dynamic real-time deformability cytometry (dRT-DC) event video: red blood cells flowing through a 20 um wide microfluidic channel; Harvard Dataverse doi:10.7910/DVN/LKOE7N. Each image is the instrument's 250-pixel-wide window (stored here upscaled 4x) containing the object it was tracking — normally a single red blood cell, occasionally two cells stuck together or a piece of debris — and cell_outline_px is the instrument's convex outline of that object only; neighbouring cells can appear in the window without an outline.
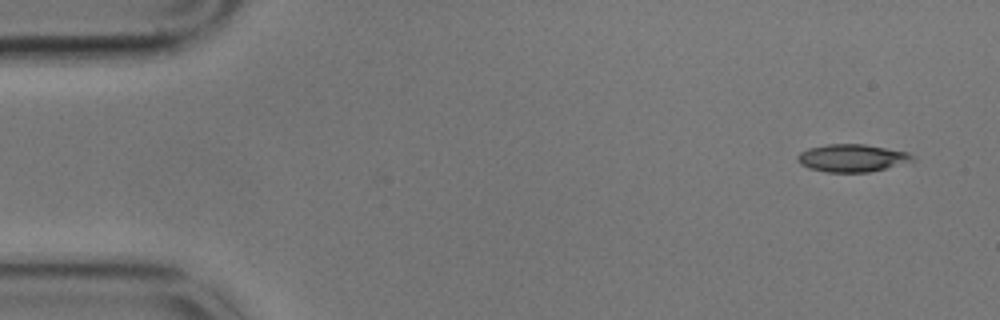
{"species": "common noctule bat (a hibernating species)", "species_latin": "Nyctalus noctula", "temperature_condition": "cold", "stored_images_in_passage": 44, "camera_frame_rate_fps": 3000, "um_per_image_px": 0.085, "animal": {"sex": "male", "body_mass_g": 17.9}, "frame": {"image": 1, "passage_image": 1, "time_ms": 0.0, "image_size_px": [1000, 320], "cell_outline_px": [[916, 160], [868, 172], [828, 172], [808, 168], [800, 164], [796, 160], [796, 156], [800, 152], [808, 148], [828, 144], [864, 144], [908, 152], [916, 156]], "centroid_in_image_um": [72.4, 13.42], "position_along_channel_um": 12.6, "area_um2": 18.5}}
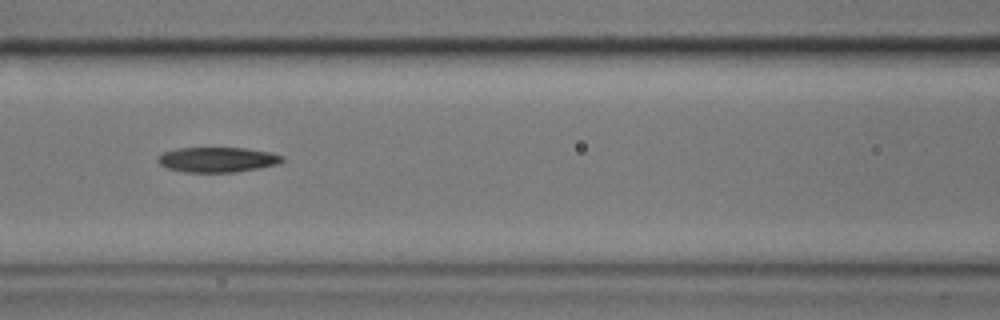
{"frame": {"image": 2, "passage_image": 22, "time_ms": 7.0, "image_size_px": [1000, 320], "cell_outline_px": [[284, 160], [280, 164], [260, 168], [236, 172], [184, 172], [168, 168], [160, 164], [156, 160], [164, 152], [176, 148], [244, 148], [272, 152], [284, 156]], "centroid_in_image_um": [18.53, 13.57], "position_along_channel_um": 148.1, "area_um2": 18.26}}
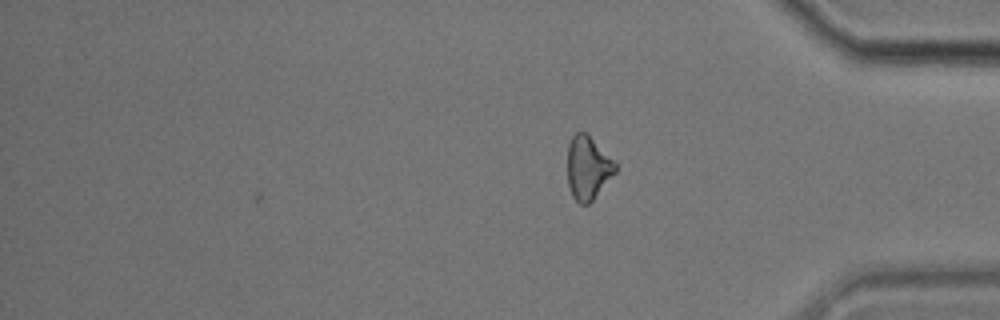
{"frame": {"image": 3, "passage_image": 44, "time_ms": 14.333, "image_size_px": [1000, 320], "cell_outline_px": [[616, 172], [592, 200], [588, 204], [580, 204], [572, 196], [568, 184], [568, 144], [572, 136], [576, 132], [584, 132], [616, 160]], "centroid_in_image_um": [49.98, 14.26], "position_along_channel_um": 385.2, "area_um2": 17.63}}